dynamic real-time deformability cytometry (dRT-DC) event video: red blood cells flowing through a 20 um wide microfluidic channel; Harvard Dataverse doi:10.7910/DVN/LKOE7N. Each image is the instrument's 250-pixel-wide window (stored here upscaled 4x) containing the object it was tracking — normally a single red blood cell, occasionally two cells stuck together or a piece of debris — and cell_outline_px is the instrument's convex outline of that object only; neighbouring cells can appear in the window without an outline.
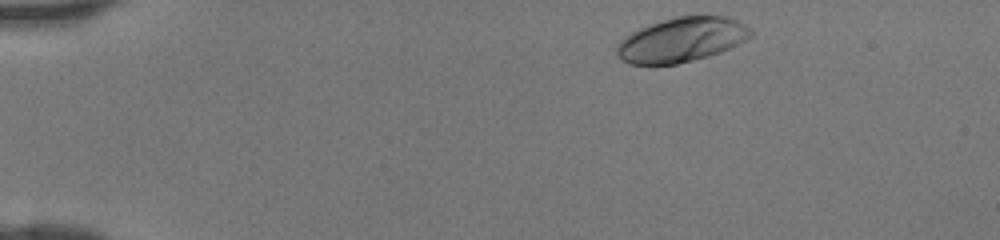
{"species": "human", "species_latin": "Homo sapiens", "temperature_condition": "room temperature", "stored_images_in_passage": 39, "camera_frame_rate_fps": 3000, "um_per_image_px": 0.085, "donor": {"sex": "female"}, "frame": {"image": 1, "passage_image": 1, "time_ms": 0.0, "image_size_px": [1000, 240], "cell_outline_px": [[752, 36], [720, 52], [708, 56], [676, 64], [628, 64], [620, 60], [616, 56], [616, 44], [624, 36], [640, 28], [676, 16], [724, 16], [736, 20], [744, 24], [752, 32]], "centroid_in_image_um": [57.88, 3.39], "position_along_channel_um": 27.1, "area_um2": 34.45}}
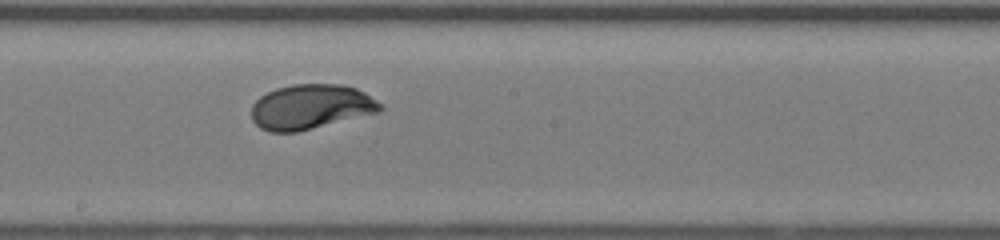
{"frame": {"image": 2, "passage_image": 20, "time_ms": 6.333, "image_size_px": [1000, 240], "cell_outline_px": [[384, 108], [380, 112], [296, 132], [272, 132], [260, 128], [252, 120], [252, 104], [260, 96], [276, 88], [292, 84], [344, 84], [356, 88], [364, 92], [384, 104]], "centroid_in_image_um": [26.45, 9.07], "position_along_channel_um": 221.8, "area_um2": 33.81}}
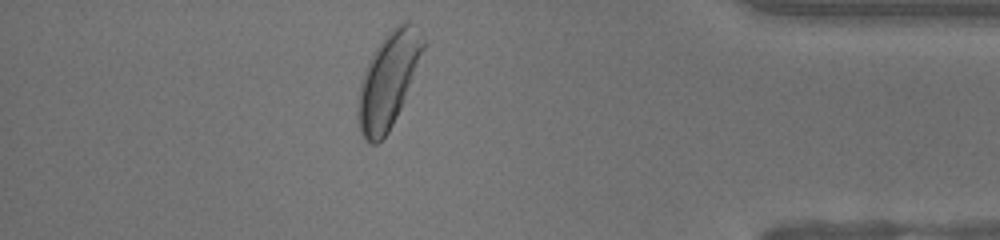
{"frame": {"image": 3, "passage_image": 34, "time_ms": 11.0, "image_size_px": [1000, 240], "cell_outline_px": [[424, 48], [400, 108], [388, 132], [376, 144], [368, 144], [364, 140], [360, 132], [356, 116], [356, 104], [360, 80], [364, 68], [372, 52], [384, 36], [396, 24], [404, 20], [408, 20], [424, 40]], "centroid_in_image_um": [32.92, 6.83], "position_along_channel_um": 402.3, "area_um2": 35.84}}